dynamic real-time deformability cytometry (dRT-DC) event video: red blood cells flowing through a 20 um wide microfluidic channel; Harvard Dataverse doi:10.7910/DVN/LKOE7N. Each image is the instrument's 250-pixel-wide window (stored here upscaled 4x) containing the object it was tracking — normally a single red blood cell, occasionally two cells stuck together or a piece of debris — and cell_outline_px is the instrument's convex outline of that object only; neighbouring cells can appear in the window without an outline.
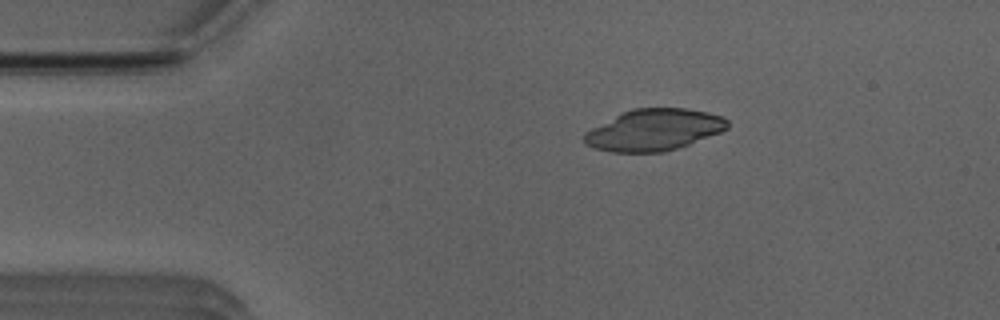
{"species": "Egyptian fruit bat (a non-hibernating species)", "species_latin": "Rousettus aegyptiacus", "temperature_condition": "room temperature", "stored_images_in_passage": 43, "camera_frame_rate_fps": 3000, "um_per_image_px": 0.085, "animal": {"sex": "male"}, "frame": {"image": 1, "passage_image": 1, "time_ms": 0.0, "image_size_px": [1000, 320], "cell_outline_px": [[728, 128], [720, 132], [688, 144], [664, 152], [612, 152], [596, 148], [584, 144], [584, 132], [632, 108], [688, 108], [708, 112], [720, 116], [728, 120]], "centroid_in_image_um": [55.59, 11.04], "position_along_channel_um": 29.4, "area_um2": 34.28}}